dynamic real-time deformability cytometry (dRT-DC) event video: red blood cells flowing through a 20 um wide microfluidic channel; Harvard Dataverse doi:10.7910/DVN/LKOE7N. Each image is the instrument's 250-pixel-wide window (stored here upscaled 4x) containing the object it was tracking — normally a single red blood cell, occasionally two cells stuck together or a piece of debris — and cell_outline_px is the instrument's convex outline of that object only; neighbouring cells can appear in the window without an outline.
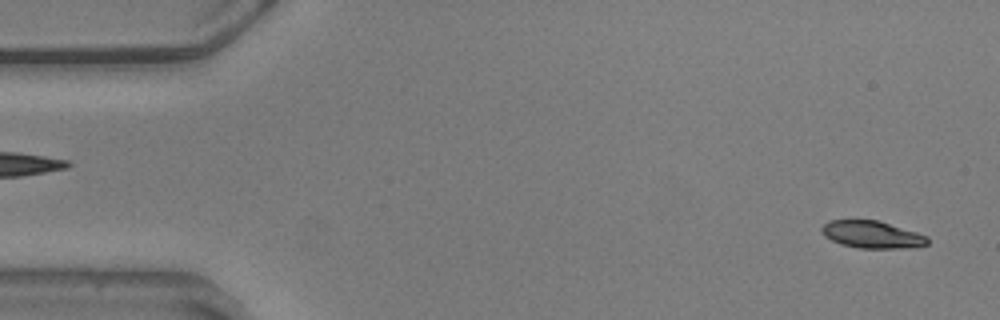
{"species": "common noctule bat (a hibernating species)", "species_latin": "Nyctalus noctula", "temperature_condition": "warm", "stored_images_in_passage": 55, "camera_frame_rate_fps": 3000, "um_per_image_px": 0.085, "animal": {"sex": "male", "body_mass_g": 20.5, "forearm_length_mm": 52.5}, "frame": {"image": 1, "passage_image": 2, "time_ms": 0.333, "image_size_px": [1000, 320], "cell_outline_px": [[928, 244], [916, 248], [860, 248], [840, 244], [824, 236], [820, 232], [820, 228], [828, 220], [880, 220], [928, 236]], "centroid_in_image_um": [74.12, 19.94], "position_along_channel_um": 10.9, "area_um2": 17.05}}
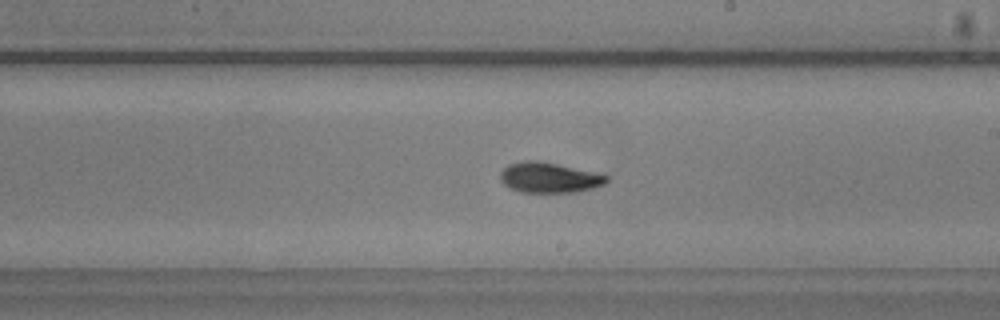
{"frame": {"image": 2, "passage_image": 31, "time_ms": 10.0, "image_size_px": [1000, 320], "cell_outline_px": [[608, 180], [604, 184], [592, 188], [576, 192], [520, 192], [504, 184], [500, 180], [500, 172], [508, 164], [524, 160], [536, 160], [556, 164], [592, 172], [608, 176]], "centroid_in_image_um": [46.64, 15.09], "position_along_channel_um": 242.4, "area_um2": 18.5}}
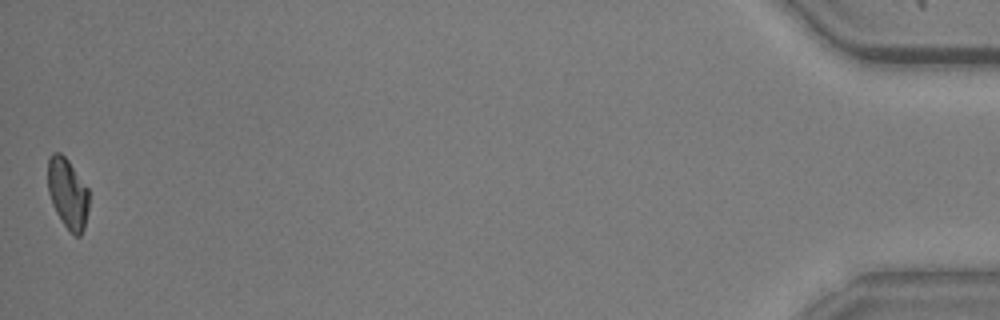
{"frame": {"image": 3, "passage_image": 55, "time_ms": 18.0, "image_size_px": [1000, 320], "cell_outline_px": [[88, 208], [84, 228], [80, 236], [72, 236], [56, 212], [52, 204], [48, 192], [48, 156], [52, 152], [60, 152], [68, 160], [88, 188]], "centroid_in_image_um": [5.74, 16.44], "position_along_channel_um": 429.5, "area_um2": 16.88}, "authors_computed_cell_mechanics": {"area_um2": 17.9758, "velocity_mm_per_s": 3.5879, "shape_relaxation_time_tau1_ms": 5.7439, "shape_relaxation_time_tau2_ms": 5.5401, "deformation_change_tau1": 0.1606, "deformation_change_tau2": 0.1067}}